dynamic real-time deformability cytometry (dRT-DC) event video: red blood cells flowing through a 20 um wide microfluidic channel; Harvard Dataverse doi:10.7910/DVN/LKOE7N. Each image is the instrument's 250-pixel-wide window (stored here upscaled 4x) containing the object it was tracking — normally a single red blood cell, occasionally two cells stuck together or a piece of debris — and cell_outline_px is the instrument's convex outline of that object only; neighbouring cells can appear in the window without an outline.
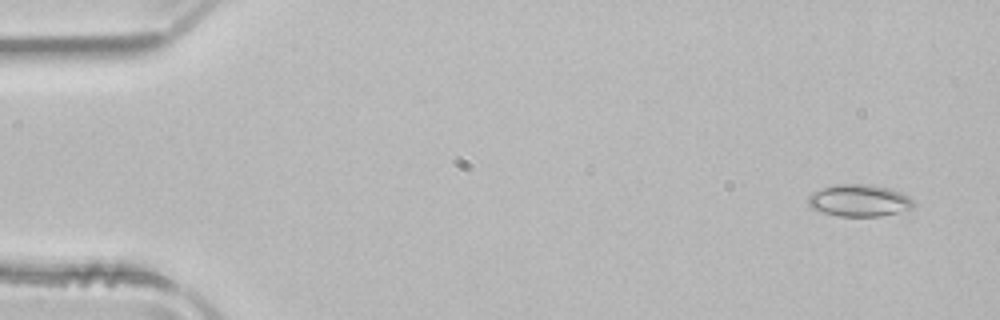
{"species": "common noctule bat (a hibernating species)", "species_latin": "Nyctalus noctula", "temperature_condition": "room temperature", "stored_images_in_passage": 17, "segment_of_instrument_passage": [2, 2], "camera_frame_rate_fps": 3000, "um_per_image_px": 0.085, "animal": {"sex": "male", "body_mass_g": 21.5, "forearm_length_mm": 52.0}, "frame": {"image": 1, "passage_image": 17, "time_ms": 5.333, "image_size_px": [1000, 320], "cell_outline_px": [[912, 208], [880, 216], [840, 216], [820, 212], [812, 208], [808, 204], [808, 196], [812, 192], [836, 184], [868, 184], [888, 188], [900, 192], [908, 196], [912, 200]], "centroid_in_image_um": [72.98, 17.04], "position_along_channel_um": 12.0, "area_um2": 19.42}}